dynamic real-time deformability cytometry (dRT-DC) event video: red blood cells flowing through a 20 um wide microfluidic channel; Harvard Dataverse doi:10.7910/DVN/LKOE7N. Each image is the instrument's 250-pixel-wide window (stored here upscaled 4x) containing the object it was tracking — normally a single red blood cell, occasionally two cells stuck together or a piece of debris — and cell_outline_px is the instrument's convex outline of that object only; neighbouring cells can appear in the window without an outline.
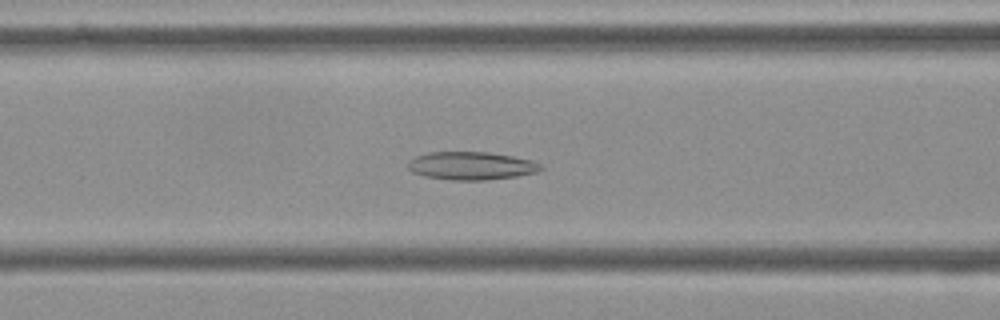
{"species": "Egyptian fruit bat (a non-hibernating species)", "species_latin": "Rousettus aegyptiacus", "temperature_condition": "cold", "stored_images_in_passage": 56, "segment_of_instrument_passage": [1, 2], "camera_frame_rate_fps": 3000, "um_per_image_px": 0.085, "frame": {"image": 1, "passage_image": 22, "time_ms": 7.0, "image_size_px": [1000, 320], "cell_outline_px": [[544, 168], [536, 172], [516, 176], [484, 180], [452, 180], [428, 176], [412, 172], [408, 168], [408, 160], [416, 156], [428, 152], [488, 152], [512, 156], [532, 160], [540, 164]], "centroid_in_image_um": [40.06, 14.08], "position_along_channel_um": 126.5, "area_um2": 21.56}}
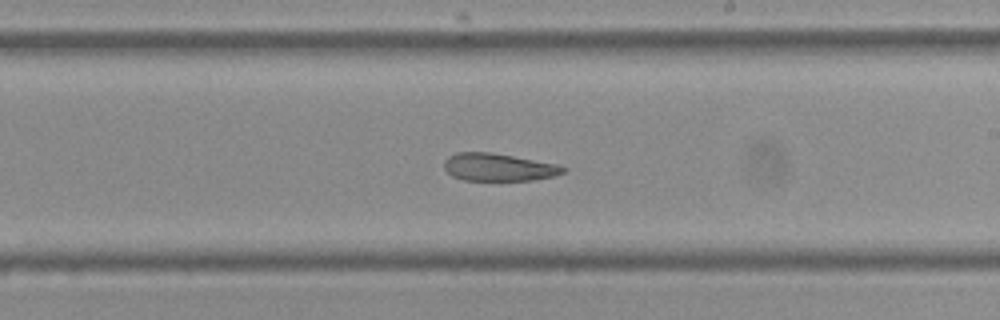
{"frame": {"image": 2, "passage_image": 32, "time_ms": 10.333, "image_size_px": [1000, 320], "cell_outline_px": [[568, 168], [564, 172], [552, 176], [532, 180], [464, 180], [452, 176], [444, 168], [444, 160], [448, 156], [456, 152], [492, 152], [556, 164]], "centroid_in_image_um": [42.34, 14.2], "position_along_channel_um": 246.7, "area_um2": 19.07}}
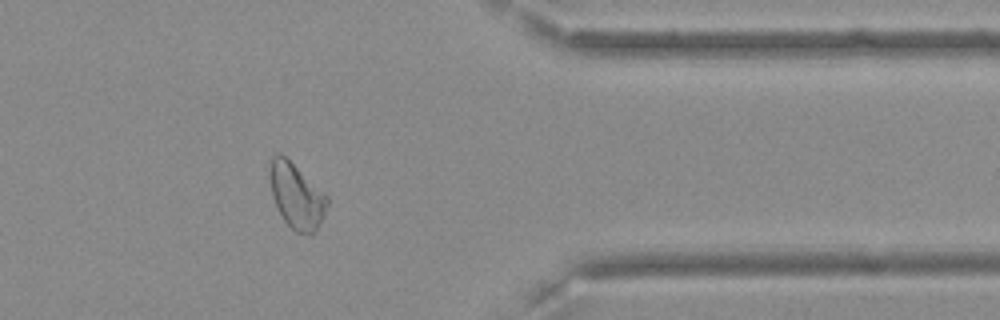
{"frame": {"image": 3, "passage_image": 45, "time_ms": 14.667, "image_size_px": [1000, 320], "cell_outline_px": [[328, 204], [324, 216], [320, 224], [308, 236], [296, 232], [284, 220], [272, 196], [272, 156], [280, 152], [324, 192], [328, 196]], "centroid_in_image_um": [25.25, 16.7], "position_along_channel_um": 386.1, "area_um2": 21.1}}